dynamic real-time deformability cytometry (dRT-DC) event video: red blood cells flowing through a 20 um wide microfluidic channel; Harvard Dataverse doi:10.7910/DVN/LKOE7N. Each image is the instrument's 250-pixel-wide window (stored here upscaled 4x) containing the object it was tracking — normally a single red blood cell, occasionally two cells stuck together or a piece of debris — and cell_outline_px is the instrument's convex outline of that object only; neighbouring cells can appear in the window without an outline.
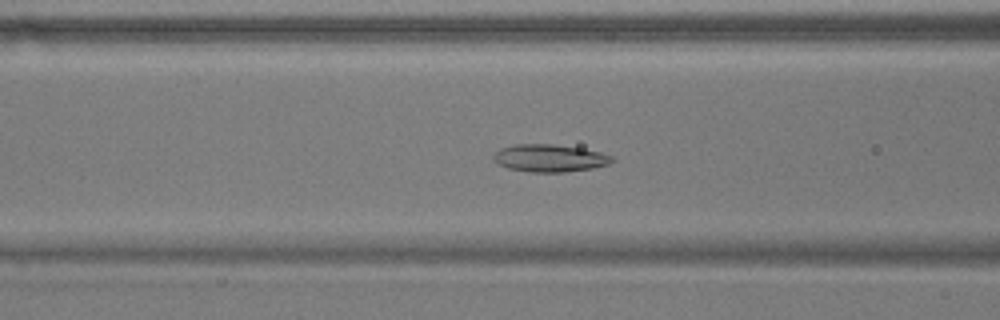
{"species": "common noctule bat (a hibernating species)", "species_latin": "Nyctalus noctula", "temperature_condition": "warm", "stored_images_in_passage": 49, "camera_frame_rate_fps": 3000, "um_per_image_px": 0.085, "animal": {"sex": "male", "body_mass_g": 17.9}, "frame": {"image": 1, "passage_image": 15, "time_ms": 4.667, "image_size_px": [1000, 320], "cell_outline_px": [[616, 160], [608, 164], [592, 168], [564, 172], [528, 172], [508, 168], [500, 164], [492, 156], [500, 148], [516, 144], [552, 144], [580, 148], [600, 152], [612, 156]], "centroid_in_image_um": [46.74, 13.44], "position_along_channel_um": 119.9, "area_um2": 18.84}}
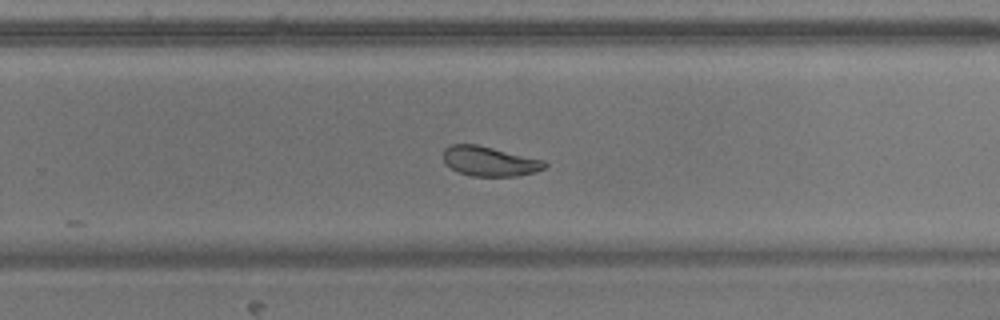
{"frame": {"image": 2, "passage_image": 29, "time_ms": 9.333, "image_size_px": [1000, 320], "cell_outline_px": [[548, 164], [544, 168], [536, 172], [516, 176], [472, 176], [460, 172], [444, 164], [444, 148], [452, 144], [476, 144], [544, 160]], "centroid_in_image_um": [41.61, 13.71], "position_along_channel_um": 288.2, "area_um2": 17.46}}
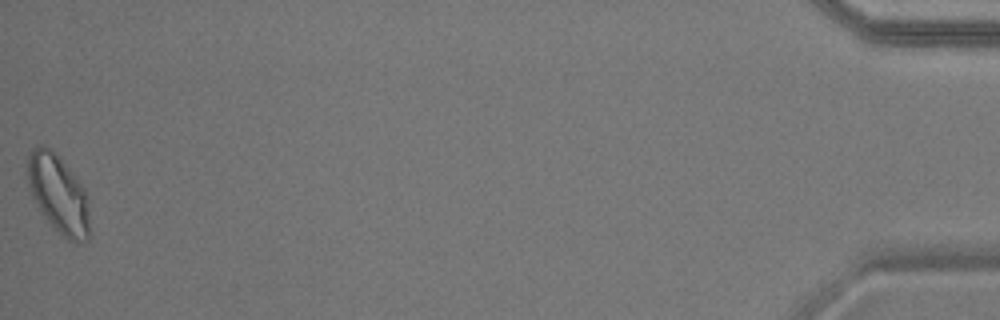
{"frame": {"image": 3, "passage_image": 49, "time_ms": 16.0, "image_size_px": [1000, 320], "cell_outline_px": [[92, 236], [88, 240], [76, 244], [68, 240], [52, 228], [44, 216], [32, 196], [28, 184], [28, 156], [32, 148], [40, 144], [44, 144], [60, 156], [84, 188], [88, 196]], "centroid_in_image_um": [5.02, 16.55], "position_along_channel_um": 430.2, "area_um2": 29.13}, "authors_computed_cell_mechanics": {"area_um2": 20.2878, "velocity_mm_per_s": 3.6144, "shape_relaxation_time_tau1_ms": 6.7845, "shape_relaxation_time_tau2_ms": 2.001, "deformation_change_tau1": 0.1189, "deformation_change_tau2": 0.0747}}